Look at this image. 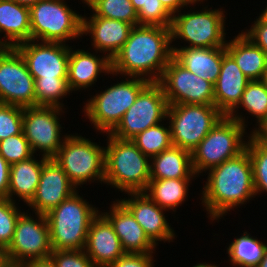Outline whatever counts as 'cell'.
Listing matches in <instances>:
<instances>
[{"mask_svg":"<svg viewBox=\"0 0 267 267\" xmlns=\"http://www.w3.org/2000/svg\"><path fill=\"white\" fill-rule=\"evenodd\" d=\"M168 105H215L214 85L180 65L172 58L158 81Z\"/></svg>","mask_w":267,"mask_h":267,"instance_id":"5bb4252c","label":"cell"},{"mask_svg":"<svg viewBox=\"0 0 267 267\" xmlns=\"http://www.w3.org/2000/svg\"><path fill=\"white\" fill-rule=\"evenodd\" d=\"M124 80L93 95L83 106L86 118L100 133H110L134 104L139 93L150 83L141 77L128 76Z\"/></svg>","mask_w":267,"mask_h":267,"instance_id":"5b68a950","label":"cell"},{"mask_svg":"<svg viewBox=\"0 0 267 267\" xmlns=\"http://www.w3.org/2000/svg\"><path fill=\"white\" fill-rule=\"evenodd\" d=\"M249 82L250 80L223 47L220 74L214 84V101L215 106L225 116H228L240 103Z\"/></svg>","mask_w":267,"mask_h":267,"instance_id":"44dd1931","label":"cell"},{"mask_svg":"<svg viewBox=\"0 0 267 267\" xmlns=\"http://www.w3.org/2000/svg\"><path fill=\"white\" fill-rule=\"evenodd\" d=\"M246 149L248 150L252 168L255 196L267 192V146L248 137Z\"/></svg>","mask_w":267,"mask_h":267,"instance_id":"e575fe53","label":"cell"},{"mask_svg":"<svg viewBox=\"0 0 267 267\" xmlns=\"http://www.w3.org/2000/svg\"><path fill=\"white\" fill-rule=\"evenodd\" d=\"M246 127L224 116L191 151L192 167L196 175L234 158L246 149Z\"/></svg>","mask_w":267,"mask_h":267,"instance_id":"52a82bcc","label":"cell"},{"mask_svg":"<svg viewBox=\"0 0 267 267\" xmlns=\"http://www.w3.org/2000/svg\"><path fill=\"white\" fill-rule=\"evenodd\" d=\"M0 155L11 165L34 155L23 131L0 141Z\"/></svg>","mask_w":267,"mask_h":267,"instance_id":"8d00e7d4","label":"cell"},{"mask_svg":"<svg viewBox=\"0 0 267 267\" xmlns=\"http://www.w3.org/2000/svg\"><path fill=\"white\" fill-rule=\"evenodd\" d=\"M224 116L215 105H168L172 145L191 152Z\"/></svg>","mask_w":267,"mask_h":267,"instance_id":"30bf717a","label":"cell"},{"mask_svg":"<svg viewBox=\"0 0 267 267\" xmlns=\"http://www.w3.org/2000/svg\"><path fill=\"white\" fill-rule=\"evenodd\" d=\"M36 160L34 155L27 160L11 164L7 198L19 197L28 204L34 197L39 184L44 163L49 159L44 156Z\"/></svg>","mask_w":267,"mask_h":267,"instance_id":"83f0119b","label":"cell"},{"mask_svg":"<svg viewBox=\"0 0 267 267\" xmlns=\"http://www.w3.org/2000/svg\"><path fill=\"white\" fill-rule=\"evenodd\" d=\"M240 107H243L247 113L249 112V114L257 118L256 123H259L267 116V90L260 80H253L247 84L240 103L228 115L229 118L236 120L244 127H247L245 124L247 123L245 117L243 118L242 115L238 114L237 110Z\"/></svg>","mask_w":267,"mask_h":267,"instance_id":"4dcf8cb0","label":"cell"},{"mask_svg":"<svg viewBox=\"0 0 267 267\" xmlns=\"http://www.w3.org/2000/svg\"><path fill=\"white\" fill-rule=\"evenodd\" d=\"M256 267H267V247H266L263 258L261 259V261L258 263Z\"/></svg>","mask_w":267,"mask_h":267,"instance_id":"681fc988","label":"cell"},{"mask_svg":"<svg viewBox=\"0 0 267 267\" xmlns=\"http://www.w3.org/2000/svg\"><path fill=\"white\" fill-rule=\"evenodd\" d=\"M192 179H150L144 193L165 210H173L188 197V187Z\"/></svg>","mask_w":267,"mask_h":267,"instance_id":"f1b7e54d","label":"cell"},{"mask_svg":"<svg viewBox=\"0 0 267 267\" xmlns=\"http://www.w3.org/2000/svg\"><path fill=\"white\" fill-rule=\"evenodd\" d=\"M258 128L251 131L249 136L256 142L267 146V116L263 118L258 124Z\"/></svg>","mask_w":267,"mask_h":267,"instance_id":"ee69618b","label":"cell"},{"mask_svg":"<svg viewBox=\"0 0 267 267\" xmlns=\"http://www.w3.org/2000/svg\"><path fill=\"white\" fill-rule=\"evenodd\" d=\"M191 152L171 146L150 159L151 179H195Z\"/></svg>","mask_w":267,"mask_h":267,"instance_id":"484cf974","label":"cell"},{"mask_svg":"<svg viewBox=\"0 0 267 267\" xmlns=\"http://www.w3.org/2000/svg\"><path fill=\"white\" fill-rule=\"evenodd\" d=\"M133 4V7L138 11L142 6H145L147 0H130Z\"/></svg>","mask_w":267,"mask_h":267,"instance_id":"c3c4849f","label":"cell"},{"mask_svg":"<svg viewBox=\"0 0 267 267\" xmlns=\"http://www.w3.org/2000/svg\"><path fill=\"white\" fill-rule=\"evenodd\" d=\"M105 183L121 192H144L150 181V159L130 139L107 133Z\"/></svg>","mask_w":267,"mask_h":267,"instance_id":"3957f363","label":"cell"},{"mask_svg":"<svg viewBox=\"0 0 267 267\" xmlns=\"http://www.w3.org/2000/svg\"><path fill=\"white\" fill-rule=\"evenodd\" d=\"M12 1H15L20 5H23V6L30 8L31 6H33L34 4H36L40 0H12Z\"/></svg>","mask_w":267,"mask_h":267,"instance_id":"7dc6e473","label":"cell"},{"mask_svg":"<svg viewBox=\"0 0 267 267\" xmlns=\"http://www.w3.org/2000/svg\"><path fill=\"white\" fill-rule=\"evenodd\" d=\"M7 262L6 254L3 249H0V267H2Z\"/></svg>","mask_w":267,"mask_h":267,"instance_id":"f907efd6","label":"cell"},{"mask_svg":"<svg viewBox=\"0 0 267 267\" xmlns=\"http://www.w3.org/2000/svg\"><path fill=\"white\" fill-rule=\"evenodd\" d=\"M76 191L67 174L50 158L42 167L36 193L27 206L34 213L46 215Z\"/></svg>","mask_w":267,"mask_h":267,"instance_id":"e0dca14e","label":"cell"},{"mask_svg":"<svg viewBox=\"0 0 267 267\" xmlns=\"http://www.w3.org/2000/svg\"><path fill=\"white\" fill-rule=\"evenodd\" d=\"M91 15L82 17V35H91L94 51L107 52L105 55L112 60L127 41L133 26L121 20L99 17L94 13Z\"/></svg>","mask_w":267,"mask_h":267,"instance_id":"ffe728a7","label":"cell"},{"mask_svg":"<svg viewBox=\"0 0 267 267\" xmlns=\"http://www.w3.org/2000/svg\"><path fill=\"white\" fill-rule=\"evenodd\" d=\"M153 253H125L110 267H154Z\"/></svg>","mask_w":267,"mask_h":267,"instance_id":"60d3db41","label":"cell"},{"mask_svg":"<svg viewBox=\"0 0 267 267\" xmlns=\"http://www.w3.org/2000/svg\"><path fill=\"white\" fill-rule=\"evenodd\" d=\"M242 33L267 55V23L259 18L254 21L250 29Z\"/></svg>","mask_w":267,"mask_h":267,"instance_id":"b9f144b4","label":"cell"},{"mask_svg":"<svg viewBox=\"0 0 267 267\" xmlns=\"http://www.w3.org/2000/svg\"><path fill=\"white\" fill-rule=\"evenodd\" d=\"M16 205V201L0 198V249L3 250L11 243L17 220L23 213Z\"/></svg>","mask_w":267,"mask_h":267,"instance_id":"d590c367","label":"cell"},{"mask_svg":"<svg viewBox=\"0 0 267 267\" xmlns=\"http://www.w3.org/2000/svg\"><path fill=\"white\" fill-rule=\"evenodd\" d=\"M6 47L31 40L30 9L12 0H0V33Z\"/></svg>","mask_w":267,"mask_h":267,"instance_id":"4316f807","label":"cell"},{"mask_svg":"<svg viewBox=\"0 0 267 267\" xmlns=\"http://www.w3.org/2000/svg\"><path fill=\"white\" fill-rule=\"evenodd\" d=\"M2 267H21V265L7 261Z\"/></svg>","mask_w":267,"mask_h":267,"instance_id":"6f0895ef","label":"cell"},{"mask_svg":"<svg viewBox=\"0 0 267 267\" xmlns=\"http://www.w3.org/2000/svg\"><path fill=\"white\" fill-rule=\"evenodd\" d=\"M193 267H218L216 265H212V264H208V263H198L197 265L195 264V266Z\"/></svg>","mask_w":267,"mask_h":267,"instance_id":"9f6ffc18","label":"cell"},{"mask_svg":"<svg viewBox=\"0 0 267 267\" xmlns=\"http://www.w3.org/2000/svg\"><path fill=\"white\" fill-rule=\"evenodd\" d=\"M99 213L96 207L74 192L45 216L49 225L52 251L84 250L89 226Z\"/></svg>","mask_w":267,"mask_h":267,"instance_id":"277c9868","label":"cell"},{"mask_svg":"<svg viewBox=\"0 0 267 267\" xmlns=\"http://www.w3.org/2000/svg\"><path fill=\"white\" fill-rule=\"evenodd\" d=\"M23 212L16 223L11 243L4 250L6 259L19 265L30 260L50 258L52 247L47 218L44 214L34 217Z\"/></svg>","mask_w":267,"mask_h":267,"instance_id":"7c38bea8","label":"cell"},{"mask_svg":"<svg viewBox=\"0 0 267 267\" xmlns=\"http://www.w3.org/2000/svg\"><path fill=\"white\" fill-rule=\"evenodd\" d=\"M174 14L171 25L172 42L175 39H183L189 43L181 48H219L225 47V21L222 9L194 10Z\"/></svg>","mask_w":267,"mask_h":267,"instance_id":"9c48e42d","label":"cell"},{"mask_svg":"<svg viewBox=\"0 0 267 267\" xmlns=\"http://www.w3.org/2000/svg\"><path fill=\"white\" fill-rule=\"evenodd\" d=\"M11 165L0 155V198H7Z\"/></svg>","mask_w":267,"mask_h":267,"instance_id":"7bdbcfd3","label":"cell"},{"mask_svg":"<svg viewBox=\"0 0 267 267\" xmlns=\"http://www.w3.org/2000/svg\"><path fill=\"white\" fill-rule=\"evenodd\" d=\"M85 4L96 16L139 25L137 11L130 0H88Z\"/></svg>","mask_w":267,"mask_h":267,"instance_id":"d6a6232c","label":"cell"},{"mask_svg":"<svg viewBox=\"0 0 267 267\" xmlns=\"http://www.w3.org/2000/svg\"><path fill=\"white\" fill-rule=\"evenodd\" d=\"M258 18L267 23V6L265 9H263V12L260 14V16H258Z\"/></svg>","mask_w":267,"mask_h":267,"instance_id":"816d5d0a","label":"cell"},{"mask_svg":"<svg viewBox=\"0 0 267 267\" xmlns=\"http://www.w3.org/2000/svg\"><path fill=\"white\" fill-rule=\"evenodd\" d=\"M184 1H185V6L186 7H188L187 5H189V4L190 5L191 4L194 5V4L198 3V2H200V3L203 2V0H184Z\"/></svg>","mask_w":267,"mask_h":267,"instance_id":"11a10c76","label":"cell"},{"mask_svg":"<svg viewBox=\"0 0 267 267\" xmlns=\"http://www.w3.org/2000/svg\"><path fill=\"white\" fill-rule=\"evenodd\" d=\"M84 251L94 267H110L126 253L112 224L102 211L90 223Z\"/></svg>","mask_w":267,"mask_h":267,"instance_id":"d6986e66","label":"cell"},{"mask_svg":"<svg viewBox=\"0 0 267 267\" xmlns=\"http://www.w3.org/2000/svg\"><path fill=\"white\" fill-rule=\"evenodd\" d=\"M21 267H56V265L51 258H46L27 261Z\"/></svg>","mask_w":267,"mask_h":267,"instance_id":"bcb514c9","label":"cell"},{"mask_svg":"<svg viewBox=\"0 0 267 267\" xmlns=\"http://www.w3.org/2000/svg\"><path fill=\"white\" fill-rule=\"evenodd\" d=\"M170 27L133 26L127 41L111 60V74L158 82L173 58Z\"/></svg>","mask_w":267,"mask_h":267,"instance_id":"6da1fadb","label":"cell"},{"mask_svg":"<svg viewBox=\"0 0 267 267\" xmlns=\"http://www.w3.org/2000/svg\"><path fill=\"white\" fill-rule=\"evenodd\" d=\"M110 212L102 214L110 221L126 253H154L156 245L133 215L118 201H113Z\"/></svg>","mask_w":267,"mask_h":267,"instance_id":"7402d4cb","label":"cell"},{"mask_svg":"<svg viewBox=\"0 0 267 267\" xmlns=\"http://www.w3.org/2000/svg\"><path fill=\"white\" fill-rule=\"evenodd\" d=\"M23 127V107L0 103V141L20 134Z\"/></svg>","mask_w":267,"mask_h":267,"instance_id":"f35d334b","label":"cell"},{"mask_svg":"<svg viewBox=\"0 0 267 267\" xmlns=\"http://www.w3.org/2000/svg\"><path fill=\"white\" fill-rule=\"evenodd\" d=\"M6 48L5 39H0V55L6 50Z\"/></svg>","mask_w":267,"mask_h":267,"instance_id":"f5cc1de1","label":"cell"},{"mask_svg":"<svg viewBox=\"0 0 267 267\" xmlns=\"http://www.w3.org/2000/svg\"><path fill=\"white\" fill-rule=\"evenodd\" d=\"M267 243L252 237L247 231L227 247L229 261L234 267H256L265 254Z\"/></svg>","mask_w":267,"mask_h":267,"instance_id":"f546056e","label":"cell"},{"mask_svg":"<svg viewBox=\"0 0 267 267\" xmlns=\"http://www.w3.org/2000/svg\"><path fill=\"white\" fill-rule=\"evenodd\" d=\"M208 171L200 200L212 222L255 198L253 168L247 149Z\"/></svg>","mask_w":267,"mask_h":267,"instance_id":"7a4b0ae2","label":"cell"},{"mask_svg":"<svg viewBox=\"0 0 267 267\" xmlns=\"http://www.w3.org/2000/svg\"><path fill=\"white\" fill-rule=\"evenodd\" d=\"M62 112L64 113L62 108L55 106L23 108L22 131L34 154L40 150L43 153L41 155L49 159L57 154L67 136V134H61L62 126L59 116Z\"/></svg>","mask_w":267,"mask_h":267,"instance_id":"4fadbf2b","label":"cell"},{"mask_svg":"<svg viewBox=\"0 0 267 267\" xmlns=\"http://www.w3.org/2000/svg\"><path fill=\"white\" fill-rule=\"evenodd\" d=\"M53 159L77 189L87 181L105 183V147L86 137L67 135Z\"/></svg>","mask_w":267,"mask_h":267,"instance_id":"8992f818","label":"cell"},{"mask_svg":"<svg viewBox=\"0 0 267 267\" xmlns=\"http://www.w3.org/2000/svg\"><path fill=\"white\" fill-rule=\"evenodd\" d=\"M31 40L66 43L82 35V15L64 0H40L30 8Z\"/></svg>","mask_w":267,"mask_h":267,"instance_id":"ba28073f","label":"cell"},{"mask_svg":"<svg viewBox=\"0 0 267 267\" xmlns=\"http://www.w3.org/2000/svg\"><path fill=\"white\" fill-rule=\"evenodd\" d=\"M225 50L250 81L261 80L267 70V55L242 31L227 41Z\"/></svg>","mask_w":267,"mask_h":267,"instance_id":"d4e9b609","label":"cell"},{"mask_svg":"<svg viewBox=\"0 0 267 267\" xmlns=\"http://www.w3.org/2000/svg\"><path fill=\"white\" fill-rule=\"evenodd\" d=\"M70 92L67 79H35L36 106L63 108L60 100Z\"/></svg>","mask_w":267,"mask_h":267,"instance_id":"836d02e7","label":"cell"},{"mask_svg":"<svg viewBox=\"0 0 267 267\" xmlns=\"http://www.w3.org/2000/svg\"><path fill=\"white\" fill-rule=\"evenodd\" d=\"M167 108L162 86L158 82H150L110 134L119 139L131 140L149 127L166 121Z\"/></svg>","mask_w":267,"mask_h":267,"instance_id":"8fae6325","label":"cell"},{"mask_svg":"<svg viewBox=\"0 0 267 267\" xmlns=\"http://www.w3.org/2000/svg\"><path fill=\"white\" fill-rule=\"evenodd\" d=\"M130 198L118 201L133 215L149 239L158 245V241L171 242L175 233L169 225L165 209L159 207L144 192H130Z\"/></svg>","mask_w":267,"mask_h":267,"instance_id":"ac0fdd59","label":"cell"},{"mask_svg":"<svg viewBox=\"0 0 267 267\" xmlns=\"http://www.w3.org/2000/svg\"><path fill=\"white\" fill-rule=\"evenodd\" d=\"M160 2L172 15L179 13L185 7L184 0H160Z\"/></svg>","mask_w":267,"mask_h":267,"instance_id":"f6af8a7d","label":"cell"},{"mask_svg":"<svg viewBox=\"0 0 267 267\" xmlns=\"http://www.w3.org/2000/svg\"><path fill=\"white\" fill-rule=\"evenodd\" d=\"M260 81L264 84V86H265V88L267 90V70L263 73L262 78H261Z\"/></svg>","mask_w":267,"mask_h":267,"instance_id":"db71d44e","label":"cell"},{"mask_svg":"<svg viewBox=\"0 0 267 267\" xmlns=\"http://www.w3.org/2000/svg\"><path fill=\"white\" fill-rule=\"evenodd\" d=\"M0 103L36 106L35 80L21 54L7 47L0 55Z\"/></svg>","mask_w":267,"mask_h":267,"instance_id":"9a60e30c","label":"cell"},{"mask_svg":"<svg viewBox=\"0 0 267 267\" xmlns=\"http://www.w3.org/2000/svg\"><path fill=\"white\" fill-rule=\"evenodd\" d=\"M163 125L149 127L131 139L149 159L172 146L170 124L168 128Z\"/></svg>","mask_w":267,"mask_h":267,"instance_id":"1f68e13d","label":"cell"},{"mask_svg":"<svg viewBox=\"0 0 267 267\" xmlns=\"http://www.w3.org/2000/svg\"><path fill=\"white\" fill-rule=\"evenodd\" d=\"M98 56L88 50H72L70 46L67 83L71 93L92 86L101 73L111 75V60Z\"/></svg>","mask_w":267,"mask_h":267,"instance_id":"603a6c76","label":"cell"},{"mask_svg":"<svg viewBox=\"0 0 267 267\" xmlns=\"http://www.w3.org/2000/svg\"><path fill=\"white\" fill-rule=\"evenodd\" d=\"M173 58L196 76L216 83L220 74L223 47L219 48H178L172 45Z\"/></svg>","mask_w":267,"mask_h":267,"instance_id":"cb8c5ba5","label":"cell"},{"mask_svg":"<svg viewBox=\"0 0 267 267\" xmlns=\"http://www.w3.org/2000/svg\"><path fill=\"white\" fill-rule=\"evenodd\" d=\"M60 42L29 40L14 48L35 79H67L70 47Z\"/></svg>","mask_w":267,"mask_h":267,"instance_id":"2e32d148","label":"cell"},{"mask_svg":"<svg viewBox=\"0 0 267 267\" xmlns=\"http://www.w3.org/2000/svg\"><path fill=\"white\" fill-rule=\"evenodd\" d=\"M50 258L56 267H94L84 250L52 251Z\"/></svg>","mask_w":267,"mask_h":267,"instance_id":"ab89813d","label":"cell"},{"mask_svg":"<svg viewBox=\"0 0 267 267\" xmlns=\"http://www.w3.org/2000/svg\"><path fill=\"white\" fill-rule=\"evenodd\" d=\"M139 25L170 27L173 15L160 0H147L145 6L137 11Z\"/></svg>","mask_w":267,"mask_h":267,"instance_id":"74e56055","label":"cell"}]
</instances>
